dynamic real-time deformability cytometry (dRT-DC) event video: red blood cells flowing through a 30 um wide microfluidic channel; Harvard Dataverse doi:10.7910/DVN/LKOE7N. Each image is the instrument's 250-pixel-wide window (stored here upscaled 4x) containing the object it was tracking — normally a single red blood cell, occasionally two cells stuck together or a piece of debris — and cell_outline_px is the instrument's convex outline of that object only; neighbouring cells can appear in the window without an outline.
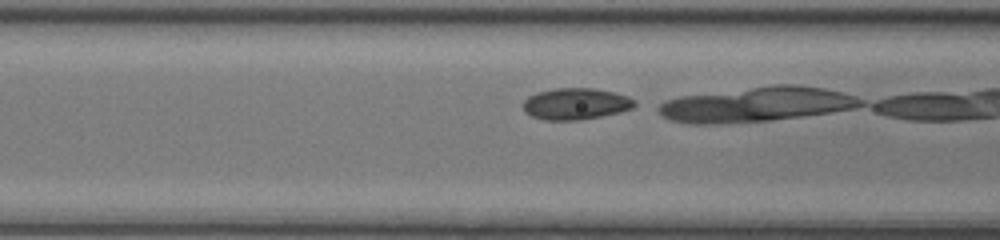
{"species": "common noctule bat (a hibernating species)", "species_latin": "Nyctalus noctula", "temperature_condition": "room temperature", "stored_images_in_passage": 19, "camera_frame_rate_fps": 3000, "um_per_image_px": 0.085, "animal": {"sex": "female", "body_mass_g": 17.0, "forearm_length_mm": 48.0}, "frame": {"image": 1, "passage_image": 9, "time_ms": 2.667, "image_size_px": [1000, 240], "cell_outline_px": [[636, 104], [632, 108], [620, 112], [600, 116], [576, 120], [544, 120], [532, 116], [524, 112], [524, 100], [528, 96], [536, 92], [556, 88], [592, 88], [612, 92], [628, 96], [636, 100]], "centroid_in_image_um": [48.92, 8.82], "position_along_channel_um": 117.7, "area_um2": 20.4}}